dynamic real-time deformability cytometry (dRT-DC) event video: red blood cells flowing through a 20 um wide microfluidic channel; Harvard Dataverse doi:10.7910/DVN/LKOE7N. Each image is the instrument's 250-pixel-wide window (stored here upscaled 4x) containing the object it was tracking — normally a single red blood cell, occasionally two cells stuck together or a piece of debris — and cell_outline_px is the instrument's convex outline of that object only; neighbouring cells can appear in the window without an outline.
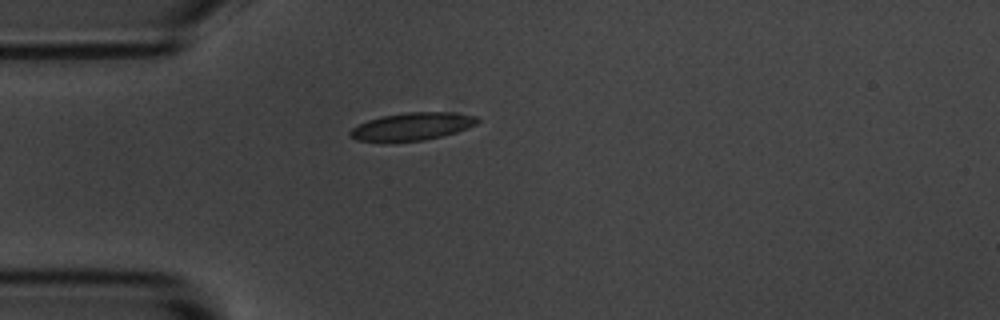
{"species": "common noctule bat (a hibernating species)", "species_latin": "Nyctalus noctula", "temperature_condition": "room temperature", "stored_images_in_passage": 2, "camera_frame_rate_fps": 3000, "um_per_image_px": 0.085, "animal": {"sex": "male", "body_mass_g": 20.1, "forearm_length_mm": 53.5}, "frame": {"image": 1, "passage_image": 2, "time_ms": 2.0, "image_size_px": [1000, 320], "cell_outline_px": [[480, 120], [476, 124], [456, 132], [424, 140], [388, 144], [356, 140], [348, 132], [352, 128], [368, 120], [380, 116], [404, 112], [452, 112], [476, 116]], "centroid_in_image_um": [34.97, 10.77], "position_along_channel_um": 50.0, "area_um2": 20.98}}